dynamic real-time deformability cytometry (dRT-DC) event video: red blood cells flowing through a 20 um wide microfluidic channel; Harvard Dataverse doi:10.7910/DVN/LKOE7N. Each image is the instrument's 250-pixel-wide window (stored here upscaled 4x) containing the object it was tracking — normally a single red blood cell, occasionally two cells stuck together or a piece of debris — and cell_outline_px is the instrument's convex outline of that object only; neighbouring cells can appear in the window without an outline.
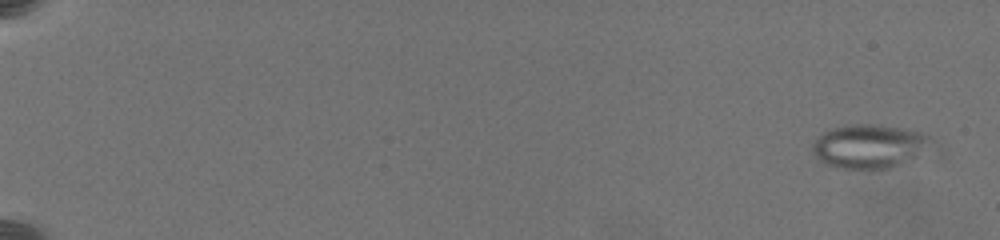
{"species": "common noctule bat (a hibernating species)", "species_latin": "Nyctalus noctula", "temperature_condition": "warm", "stored_images_in_passage": 59, "camera_frame_rate_fps": 3000, "um_per_image_px": 0.085, "animal": {"sex": "female", "body_mass_g": 19.5, "forearm_length_mm": 54.1}, "frame": {"image": 1, "passage_image": 4, "time_ms": 0.667, "image_size_px": [1000, 240], "cell_outline_px": [[944, 152], [940, 156], [888, 168], [840, 168], [824, 164], [812, 152], [812, 144], [824, 132], [832, 128], [848, 124], [880, 124], [924, 132], [932, 136], [944, 148]], "centroid_in_image_um": [74.31, 12.46], "position_along_channel_um": 10.7, "area_um2": 33.0}}
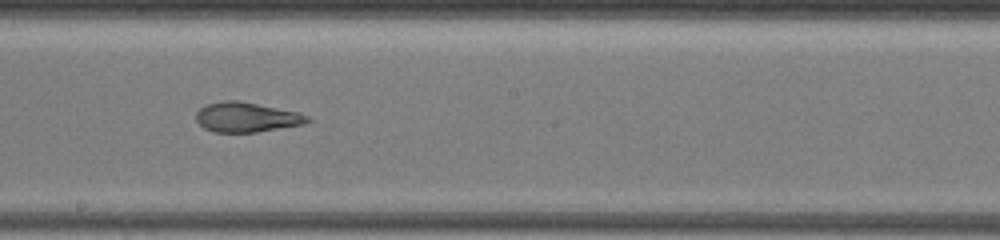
{"frame": {"image": 2, "passage_image": 35, "time_ms": 12.667, "image_size_px": [1000, 240], "cell_outline_px": [[312, 120], [304, 124], [256, 132], [212, 132], [204, 128], [196, 120], [196, 112], [200, 108], [208, 104], [224, 100], [236, 100], [300, 112], [308, 116]], "centroid_in_image_um": [20.96, 9.96], "position_along_channel_um": 227.2, "area_um2": 19.31}}
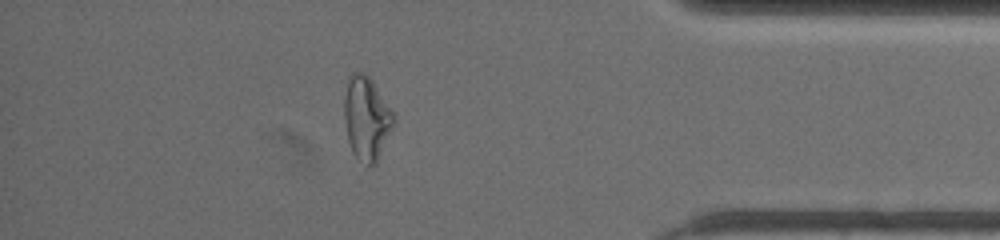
{"frame": {"image": 3, "passage_image": 53, "time_ms": 18.333, "image_size_px": [1000, 240], "cell_outline_px": [[396, 120], [376, 164], [368, 164], [356, 156], [352, 152], [348, 140], [344, 116], [344, 100], [348, 76], [352, 72], [360, 72], [368, 76], [372, 80], [396, 116]], "centroid_in_image_um": [31.16, 10.02], "position_along_channel_um": 404.0, "area_um2": 23.87}, "authors_computed_cell_mechanics": {"area_um2": 23.8714, "velocity_mm_per_s": 3.5546, "shape_relaxation_time_tau1_ms": null, "shape_relaxation_time_tau2_ms": 2.3973, "deformation_change_tau1": null, "deformation_change_tau2": 0.1048}}